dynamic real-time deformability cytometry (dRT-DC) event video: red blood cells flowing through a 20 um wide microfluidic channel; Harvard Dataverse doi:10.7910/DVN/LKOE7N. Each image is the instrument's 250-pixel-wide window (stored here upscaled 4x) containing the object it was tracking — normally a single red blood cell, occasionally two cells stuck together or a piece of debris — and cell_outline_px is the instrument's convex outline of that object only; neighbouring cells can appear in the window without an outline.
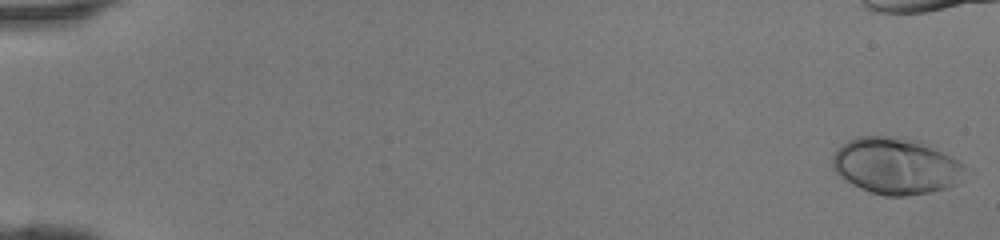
{"species": "human", "species_latin": "Homo sapiens", "temperature_condition": "room temperature", "stored_images_in_passage": 38, "camera_frame_rate_fps": 3000, "um_per_image_px": 0.085, "donor": {"sex": "female"}, "frame": {"image": 1, "passage_image": 1, "time_ms": 0.0, "image_size_px": [1000, 240], "cell_outline_px": [[964, 180], [956, 184], [944, 188], [928, 192], [904, 196], [884, 196], [860, 188], [852, 184], [840, 176], [832, 168], [832, 156], [848, 140], [856, 136], [900, 136], [920, 140], [960, 160], [964, 164]], "centroid_in_image_um": [76.18, 14.09], "position_along_channel_um": 8.8, "area_um2": 43.87}}
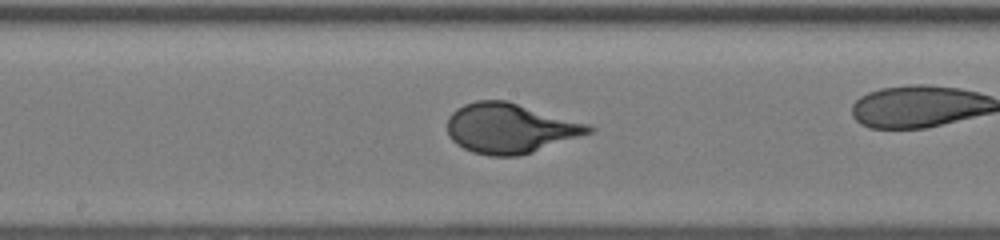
{"frame": {"image": 2, "passage_image": 26, "time_ms": 8.333, "image_size_px": [1000, 240], "cell_outline_px": [[596, 128], [592, 132], [520, 156], [488, 156], [472, 152], [456, 144], [448, 136], [448, 116], [456, 108], [464, 104], [476, 100], [508, 100], [588, 124]], "centroid_in_image_um": [43.32, 10.89], "position_along_channel_um": 204.9, "area_um2": 41.15}}
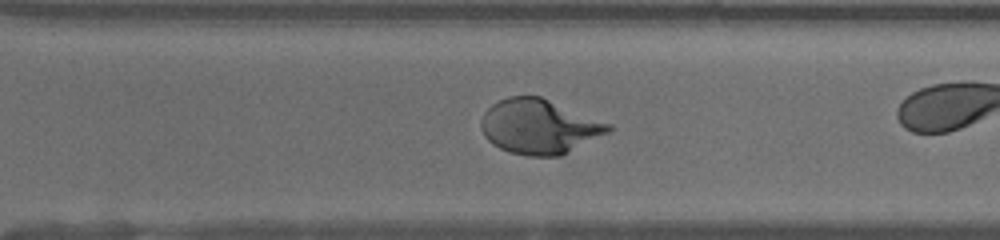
{"frame": {"image": 3, "passage_image": 34, "time_ms": 11.0, "image_size_px": [1000, 240], "cell_outline_px": [[612, 132], [560, 156], [528, 156], [508, 152], [492, 144], [484, 136], [480, 124], [480, 120], [484, 112], [492, 104], [508, 96], [540, 96], [612, 124]], "centroid_in_image_um": [45.85, 10.77], "position_along_channel_um": 324.8, "area_um2": 40.81}}